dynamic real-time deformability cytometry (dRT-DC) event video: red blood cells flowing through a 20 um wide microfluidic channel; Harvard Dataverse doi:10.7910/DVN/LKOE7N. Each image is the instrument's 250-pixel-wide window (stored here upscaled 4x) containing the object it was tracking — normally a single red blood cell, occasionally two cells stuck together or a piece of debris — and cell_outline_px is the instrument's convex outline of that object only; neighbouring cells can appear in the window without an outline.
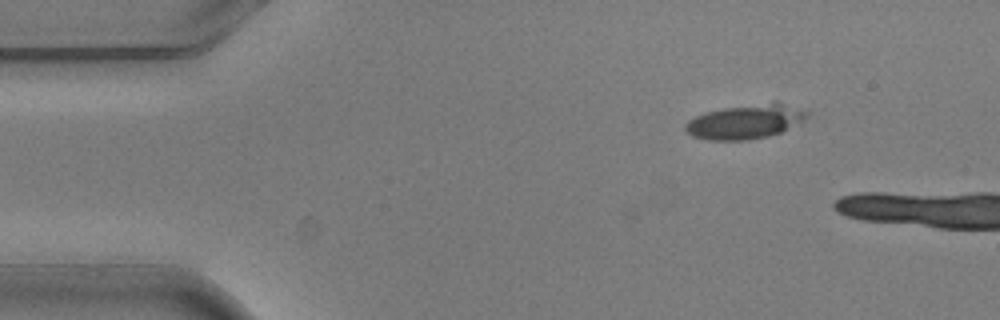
{"species": "common noctule bat (a hibernating species)", "species_latin": "Nyctalus noctula", "temperature_condition": "warm", "stored_images_in_passage": 2, "camera_frame_rate_fps": 3000, "um_per_image_px": 0.085, "animal": {"sex": "male", "body_mass_g": 20.5, "forearm_length_mm": 52.5}, "frame": {"image": 1, "passage_image": 1, "time_ms": 0.0, "image_size_px": [1000, 320], "cell_outline_px": [[812, 112], [800, 124], [780, 132], [768, 136], [748, 140], [708, 140], [692, 136], [684, 128], [684, 124], [688, 120], [704, 112], [724, 108], [772, 100], [776, 100], [808, 108]], "centroid_in_image_um": [63.48, 10.29], "position_along_channel_um": 21.5, "area_um2": 25.32}}